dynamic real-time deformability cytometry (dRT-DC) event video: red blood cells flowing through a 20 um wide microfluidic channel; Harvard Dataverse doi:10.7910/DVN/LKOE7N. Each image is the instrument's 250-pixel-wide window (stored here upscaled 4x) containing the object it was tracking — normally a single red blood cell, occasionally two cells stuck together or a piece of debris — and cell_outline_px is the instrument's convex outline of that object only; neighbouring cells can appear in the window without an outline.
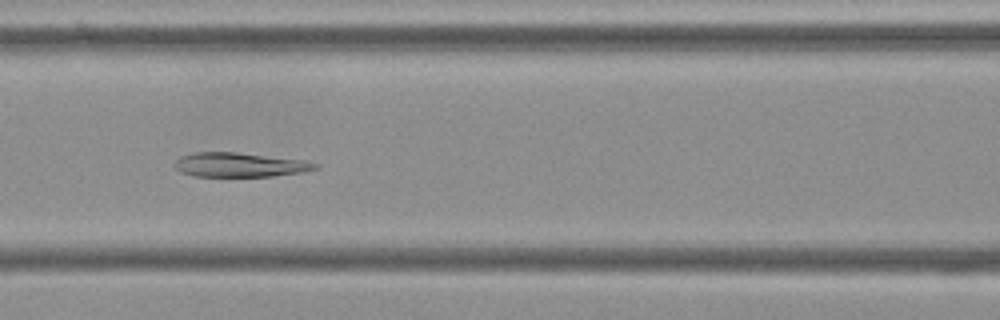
{"species": "Egyptian fruit bat (a non-hibernating species)", "species_latin": "Rousettus aegyptiacus", "temperature_condition": "cold", "stored_images_in_passage": 52, "camera_frame_rate_fps": 3000, "um_per_image_px": 0.085, "frame": {"image": 1, "passage_image": 20, "time_ms": 6.333, "image_size_px": [1000, 320], "cell_outline_px": [[320, 168], [304, 172], [272, 176], [192, 176], [180, 172], [172, 164], [180, 156], [196, 152], [236, 152], [304, 160], [320, 164]], "centroid_in_image_um": [20.38, 14.01], "position_along_channel_um": 146.2, "area_um2": 20.06}}
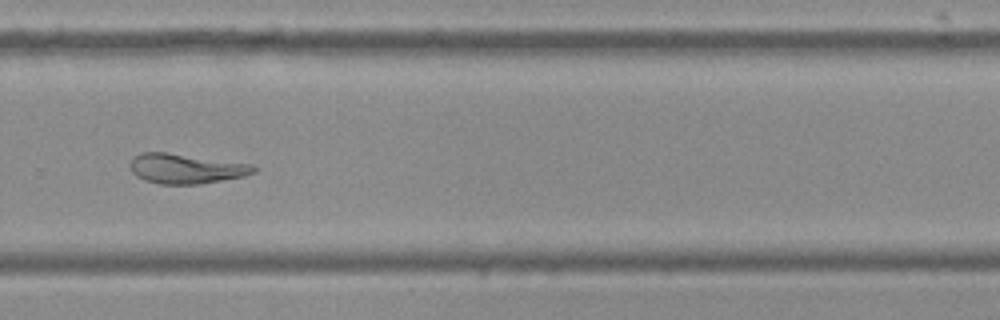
{"frame": {"image": 2, "passage_image": 34, "time_ms": 11.0, "image_size_px": [1000, 320], "cell_outline_px": [[256, 172], [244, 176], [200, 184], [160, 184], [144, 180], [136, 176], [132, 172], [128, 164], [136, 156], [144, 152], [164, 152], [252, 164], [256, 168]], "centroid_in_image_um": [15.79, 14.34], "position_along_channel_um": 314.0, "area_um2": 21.33}}
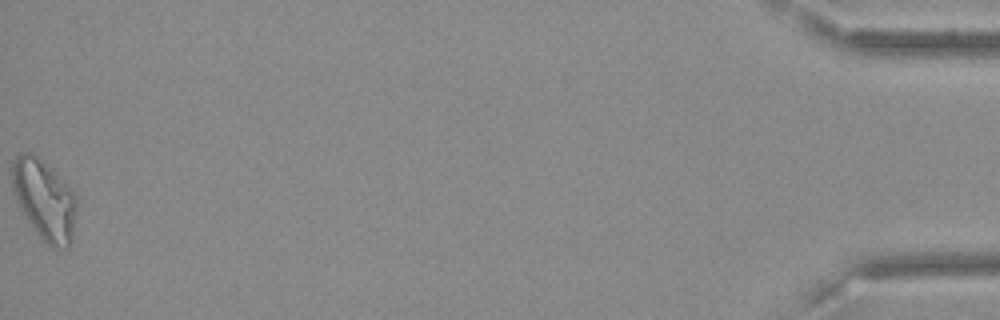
{"frame": {"image": 3, "passage_image": 52, "time_ms": 17.0, "image_size_px": [1000, 320], "cell_outline_px": [[76, 208], [72, 240], [68, 248], [52, 248], [32, 228], [24, 216], [12, 192], [12, 160], [16, 156], [24, 152], [32, 152], [52, 168], [72, 192], [76, 200]], "centroid_in_image_um": [3.74, 16.98], "position_along_channel_um": 431.5, "area_um2": 30.06}, "authors_computed_cell_mechanics": {"area_um2": 22.3397, "velocity_mm_per_s": 3.6054, "shape_relaxation_time_tau1_ms": null, "shape_relaxation_time_tau2_ms": 7.1008, "deformation_change_tau1": null, "deformation_change_tau2": 0.094}}